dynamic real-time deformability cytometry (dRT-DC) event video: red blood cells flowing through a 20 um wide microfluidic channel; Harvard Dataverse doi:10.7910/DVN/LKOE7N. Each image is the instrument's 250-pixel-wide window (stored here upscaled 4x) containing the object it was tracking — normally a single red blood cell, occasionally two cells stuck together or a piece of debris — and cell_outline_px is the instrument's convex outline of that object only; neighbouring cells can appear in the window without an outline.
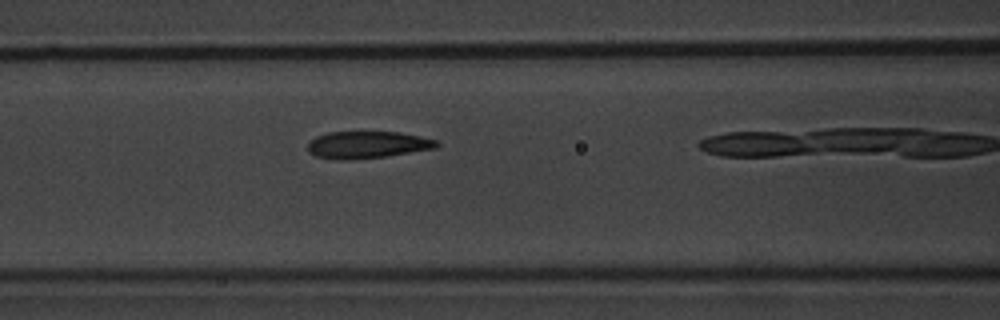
{"species": "common noctule bat (a hibernating species)", "species_latin": "Nyctalus noctula", "temperature_condition": "warm", "stored_images_in_passage": 27, "camera_frame_rate_fps": 3000, "um_per_image_px": 0.085, "animal": {"sex": "male", "body_mass_g": 20.1, "forearm_length_mm": 53.5}, "frame": {"image": 1, "passage_image": 20, "time_ms": 6.333, "image_size_px": [1000, 320], "cell_outline_px": [[440, 144], [436, 148], [384, 156], [348, 160], [336, 160], [316, 156], [308, 152], [308, 144], [316, 136], [328, 132], [400, 132], [440, 140]], "centroid_in_image_um": [31.24, 12.3], "position_along_channel_um": 135.4, "area_um2": 20.35}}
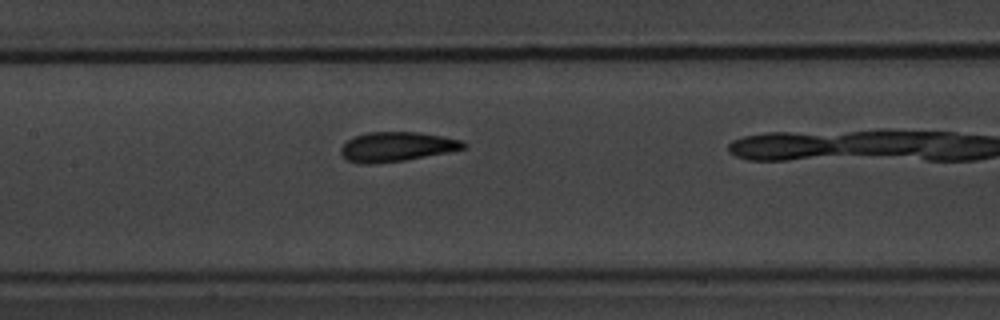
{"frame": {"image": 2, "passage_image": 23, "time_ms": 7.333, "image_size_px": [1000, 320], "cell_outline_px": [[468, 144], [464, 148], [448, 152], [404, 160], [368, 164], [360, 164], [348, 160], [340, 152], [340, 148], [352, 136], [368, 132], [420, 132], [464, 140]], "centroid_in_image_um": [33.73, 12.46], "position_along_channel_um": 173.7, "area_um2": 21.1}}